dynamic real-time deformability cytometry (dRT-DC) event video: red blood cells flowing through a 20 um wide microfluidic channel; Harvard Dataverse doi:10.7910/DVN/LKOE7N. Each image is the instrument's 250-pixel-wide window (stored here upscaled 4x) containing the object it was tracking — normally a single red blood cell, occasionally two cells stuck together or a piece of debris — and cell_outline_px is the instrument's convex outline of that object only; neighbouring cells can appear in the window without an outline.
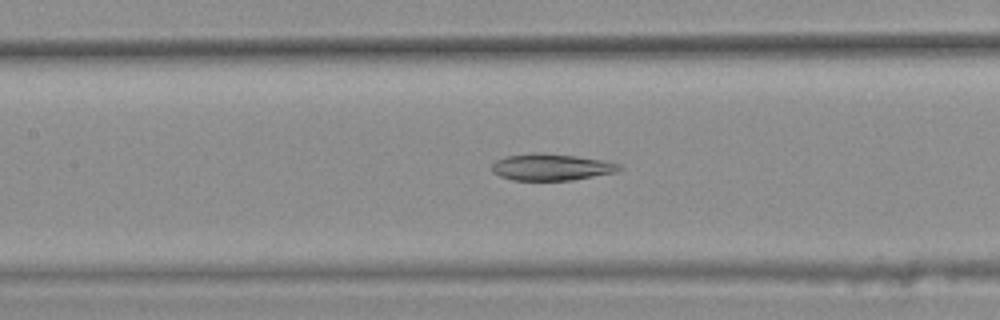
{"species": "common noctule bat (a hibernating species)", "species_latin": "Nyctalus noctula", "temperature_condition": "warm", "stored_images_in_passage": 44, "camera_frame_rate_fps": 3000, "um_per_image_px": 0.085, "animal": {"sex": "female", "body_mass_g": 25.1}, "frame": {"image": 1, "passage_image": 22, "time_ms": 7.0, "image_size_px": [1000, 320], "cell_outline_px": [[624, 168], [616, 172], [572, 180], [512, 180], [500, 176], [492, 172], [492, 164], [496, 160], [504, 156], [532, 152], [540, 152], [576, 156], [600, 160], [620, 164]], "centroid_in_image_um": [46.83, 14.19], "position_along_channel_um": 160.6, "area_um2": 19.88}}
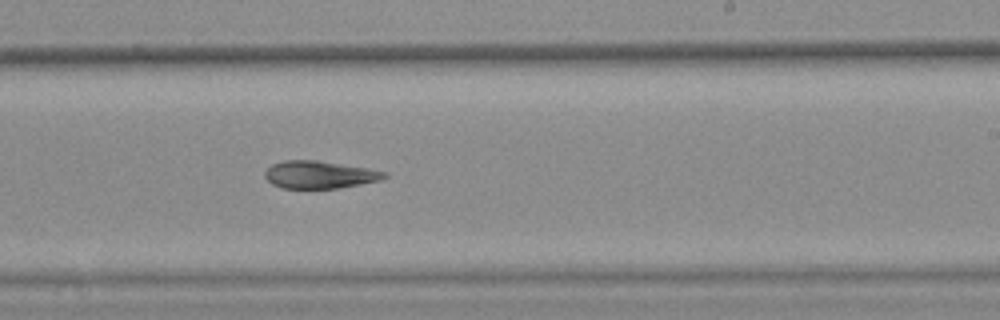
{"frame": {"image": 2, "passage_image": 30, "time_ms": 9.667, "image_size_px": [1000, 320], "cell_outline_px": [[388, 176], [384, 180], [340, 188], [280, 188], [272, 184], [264, 176], [264, 172], [272, 164], [284, 160], [316, 160], [368, 168], [388, 172]], "centroid_in_image_um": [27.2, 14.85], "position_along_channel_um": 261.8, "area_um2": 19.36}}
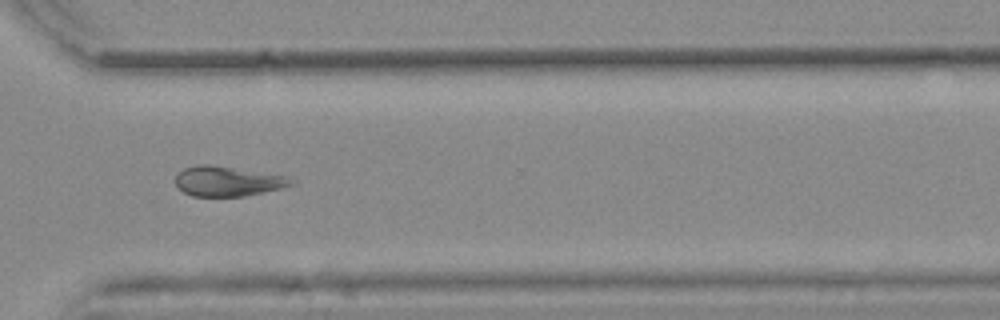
{"frame": {"image": 3, "passage_image": 37, "time_ms": 12.0, "image_size_px": [1000, 320], "cell_outline_px": [[296, 184], [280, 188], [244, 196], [192, 196], [184, 192], [176, 184], [176, 176], [184, 168], [196, 164], [208, 164], [288, 176], [296, 180]], "centroid_in_image_um": [19.38, 15.4], "position_along_channel_um": 351.2, "area_um2": 20.06}, "authors_computed_cell_mechanics": {"area_um2": 21.7039, "velocity_mm_per_s": 3.8136, "shape_relaxation_time_tau1_ms": null, "shape_relaxation_time_tau2_ms": 10.9041, "deformation_change_tau1": null, "deformation_change_tau2": 0.1993}}